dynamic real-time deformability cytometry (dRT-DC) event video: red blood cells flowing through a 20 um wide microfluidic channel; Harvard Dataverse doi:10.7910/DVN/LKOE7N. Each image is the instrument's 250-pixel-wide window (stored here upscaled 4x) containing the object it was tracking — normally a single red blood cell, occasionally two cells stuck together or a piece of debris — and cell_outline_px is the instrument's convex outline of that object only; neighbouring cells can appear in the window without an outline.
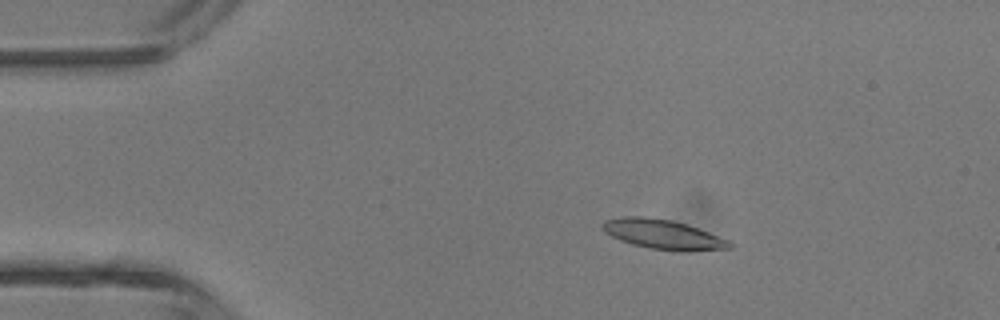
{"species": "common noctule bat (a hibernating species)", "species_latin": "Nyctalus noctula", "temperature_condition": "room temperature", "stored_images_in_passage": 46, "camera_frame_rate_fps": 3000, "um_per_image_px": 0.085, "animal": {"sex": "male", "body_mass_g": 13.3}, "frame": {"image": 1, "passage_image": 8, "time_ms": 2.333, "image_size_px": [1000, 320], "cell_outline_px": [[732, 248], [692, 252], [680, 252], [648, 248], [632, 244], [620, 240], [604, 232], [600, 228], [600, 224], [604, 220], [620, 216], [640, 216], [668, 220], [688, 224], [728, 240], [732, 244]], "centroid_in_image_um": [56.33, 19.93], "position_along_channel_um": 28.7, "area_um2": 22.2}}
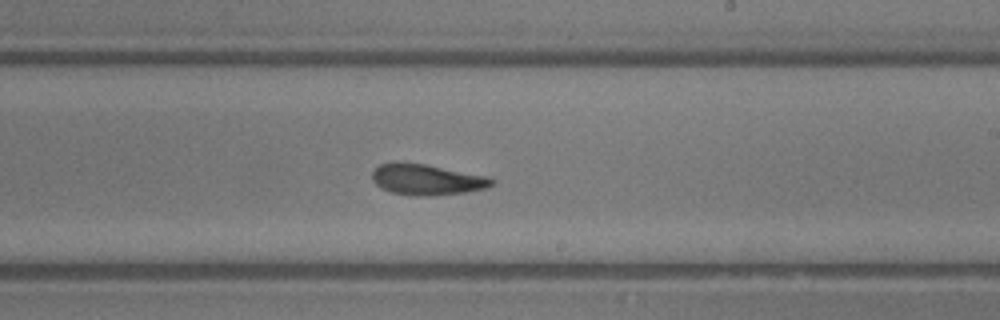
{"frame": {"image": 2, "passage_image": 27, "time_ms": 8.667, "image_size_px": [1000, 320], "cell_outline_px": [[496, 180], [488, 188], [468, 192], [432, 196], [412, 196], [392, 192], [376, 184], [372, 180], [372, 172], [380, 164], [424, 164], [488, 176]], "centroid_in_image_um": [36.36, 15.3], "position_along_channel_um": 252.6, "area_um2": 21.15}}
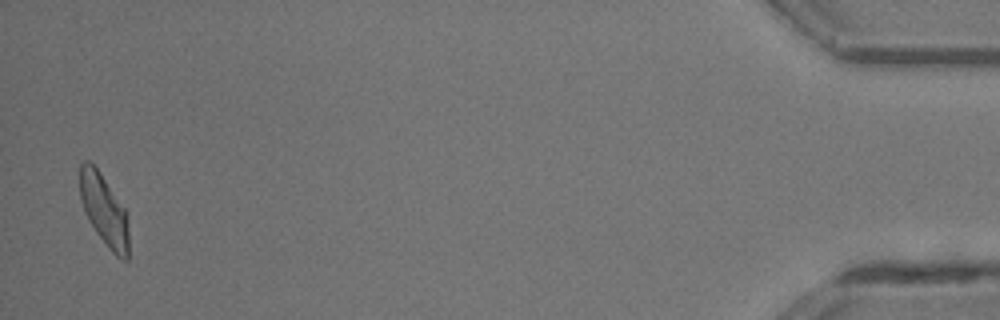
{"frame": {"image": 3, "passage_image": 45, "time_ms": 14.667, "image_size_px": [1000, 320], "cell_outline_px": [[128, 260], [124, 260], [116, 256], [108, 248], [96, 232], [88, 220], [84, 212], [80, 200], [80, 164], [84, 160], [88, 160], [96, 168], [128, 212]], "centroid_in_image_um": [8.85, 17.88], "position_along_channel_um": 426.4, "area_um2": 20.35}, "authors_computed_cell_mechanics": {"area_um2": 21.0681, "velocity_mm_per_s": 4.4771, "shape_relaxation_time_tau1_ms": null, "shape_relaxation_time_tau2_ms": 3.6472, "deformation_change_tau1": null, "deformation_change_tau2": 0.1273}}